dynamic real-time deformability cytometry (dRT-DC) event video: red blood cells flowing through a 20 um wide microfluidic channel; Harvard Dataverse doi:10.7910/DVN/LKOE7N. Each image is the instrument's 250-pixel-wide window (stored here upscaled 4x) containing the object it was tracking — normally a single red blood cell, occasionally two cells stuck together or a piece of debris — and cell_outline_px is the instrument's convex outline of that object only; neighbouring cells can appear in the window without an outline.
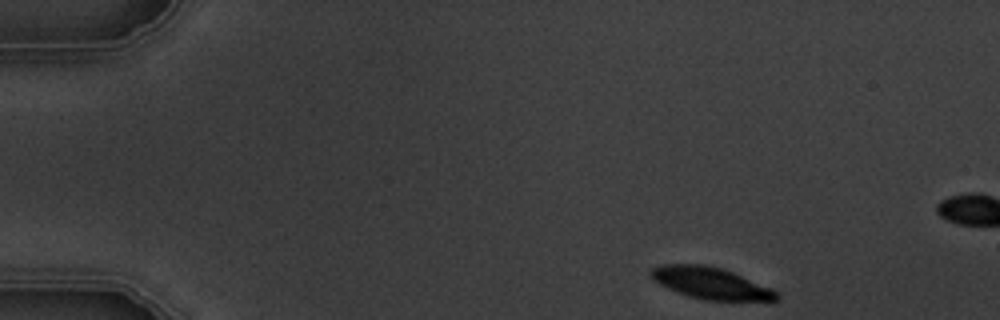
{"species": "common noctule bat (a hibernating species)", "species_latin": "Nyctalus noctula", "temperature_condition": "warm", "stored_images_in_passage": 8, "camera_frame_rate_fps": 3000, "um_per_image_px": 0.085, "animal": {"sex": "male", "body_mass_g": 19.5, "forearm_length_mm": 54.6}, "frame": {"image": 1, "passage_image": 1, "time_ms": 0.0, "image_size_px": [1000, 320], "cell_outline_px": [[780, 300], [704, 300], [688, 296], [676, 292], [652, 280], [648, 272], [652, 268], [660, 264], [704, 264], [720, 268], [732, 272], [772, 288], [780, 296]], "centroid_in_image_um": [60.36, 24.06], "position_along_channel_um": 24.6, "area_um2": 23.18}}
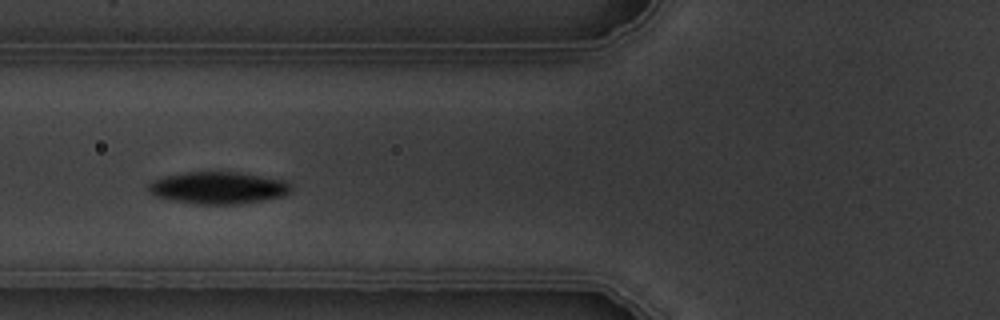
{"frame": {"image": 2, "passage_image": 5, "time_ms": 4.667, "image_size_px": [1000, 320], "cell_outline_px": [[292, 192], [284, 196], [240, 204], [196, 204], [168, 200], [156, 196], [148, 192], [148, 184], [152, 180], [164, 176], [184, 172], [236, 172], [284, 180], [292, 188]], "centroid_in_image_um": [18.5, 15.97], "position_along_channel_um": 107.3, "area_um2": 26.76}}